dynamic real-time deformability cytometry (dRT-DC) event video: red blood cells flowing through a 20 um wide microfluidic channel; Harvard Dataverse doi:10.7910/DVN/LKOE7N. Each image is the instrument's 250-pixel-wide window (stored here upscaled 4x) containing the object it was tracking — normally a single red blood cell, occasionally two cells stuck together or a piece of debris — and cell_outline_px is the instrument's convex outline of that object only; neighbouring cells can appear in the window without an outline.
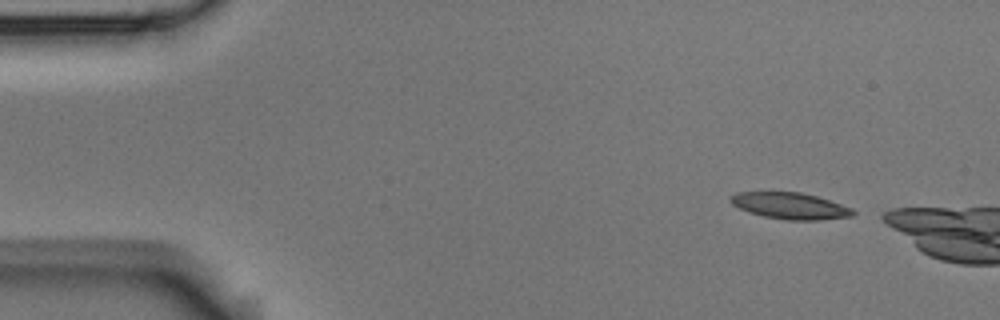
{"species": "Egyptian fruit bat (a non-hibernating species)", "species_latin": "Rousettus aegyptiacus", "temperature_condition": "room temperature", "stored_images_in_passage": 3, "camera_frame_rate_fps": 3000, "um_per_image_px": 0.085, "animal": {"sex": "male"}, "frame": {"image": 1, "passage_image": 1, "time_ms": 0.0, "image_size_px": [1000, 320], "cell_outline_px": [[856, 212], [852, 216], [820, 220], [784, 220], [764, 216], [748, 212], [732, 204], [728, 200], [736, 192], [800, 192], [816, 196], [852, 208]], "centroid_in_image_um": [67.15, 17.5], "position_along_channel_um": 17.8, "area_um2": 18.79}}